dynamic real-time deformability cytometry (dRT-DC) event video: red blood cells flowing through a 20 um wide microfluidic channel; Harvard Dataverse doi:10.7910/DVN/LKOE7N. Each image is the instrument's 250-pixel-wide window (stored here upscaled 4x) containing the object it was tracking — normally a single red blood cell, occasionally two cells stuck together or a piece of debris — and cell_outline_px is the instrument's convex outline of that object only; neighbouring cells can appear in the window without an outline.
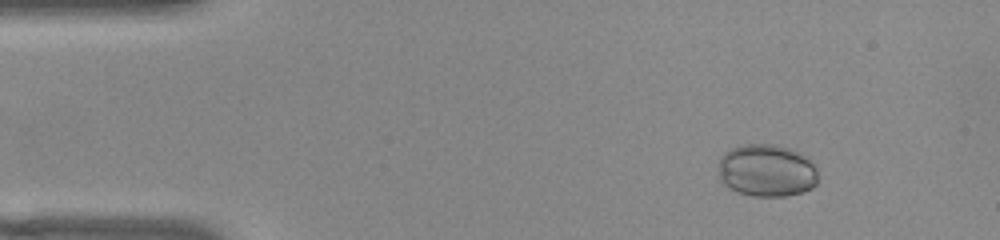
{"species": "common noctule bat (a hibernating species)", "species_latin": "Nyctalus noctula", "temperature_condition": "warm", "stored_images_in_passage": 48, "camera_frame_rate_fps": 3000, "um_per_image_px": 0.085, "animal": {"sex": "female", "body_mass_g": 22.0, "forearm_length_mm": 56.7}, "frame": {"image": 1, "passage_image": 1, "time_ms": 0.0, "image_size_px": [1000, 240], "cell_outline_px": [[816, 184], [812, 188], [804, 192], [784, 196], [752, 196], [736, 192], [728, 188], [720, 180], [720, 156], [724, 152], [732, 148], [744, 144], [776, 144], [788, 148], [796, 152], [808, 160], [816, 168]], "centroid_in_image_um": [65.13, 14.51], "position_along_channel_um": 19.9, "area_um2": 30.35}}
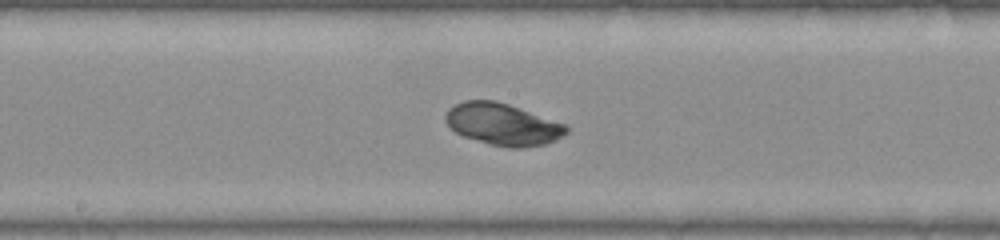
{"frame": {"image": 2, "passage_image": 22, "time_ms": 7.0, "image_size_px": [1000, 240], "cell_outline_px": [[568, 132], [556, 140], [544, 144], [524, 148], [508, 148], [492, 144], [464, 136], [456, 132], [444, 120], [444, 116], [448, 108], [464, 100], [496, 100], [568, 124]], "centroid_in_image_um": [42.76, 10.55], "position_along_channel_um": 205.4, "area_um2": 29.54}}
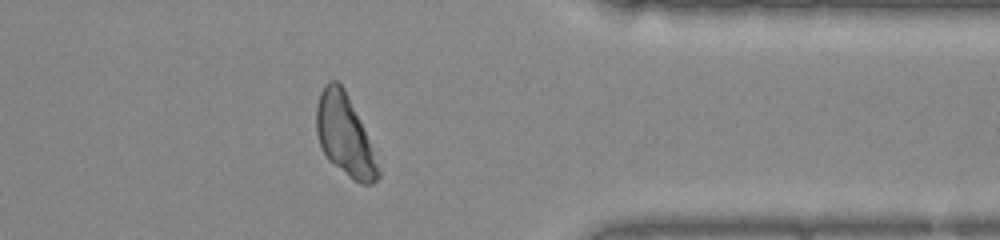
{"frame": {"image": 3, "passage_image": 37, "time_ms": 12.0, "image_size_px": [1000, 240], "cell_outline_px": [[380, 176], [372, 184], [360, 184], [352, 180], [328, 160], [320, 148], [316, 132], [316, 104], [320, 92], [324, 84], [328, 80], [336, 80], [344, 88], [368, 140], [380, 172]], "centroid_in_image_um": [29.24, 11.51], "position_along_channel_um": 382.2, "area_um2": 28.78}}